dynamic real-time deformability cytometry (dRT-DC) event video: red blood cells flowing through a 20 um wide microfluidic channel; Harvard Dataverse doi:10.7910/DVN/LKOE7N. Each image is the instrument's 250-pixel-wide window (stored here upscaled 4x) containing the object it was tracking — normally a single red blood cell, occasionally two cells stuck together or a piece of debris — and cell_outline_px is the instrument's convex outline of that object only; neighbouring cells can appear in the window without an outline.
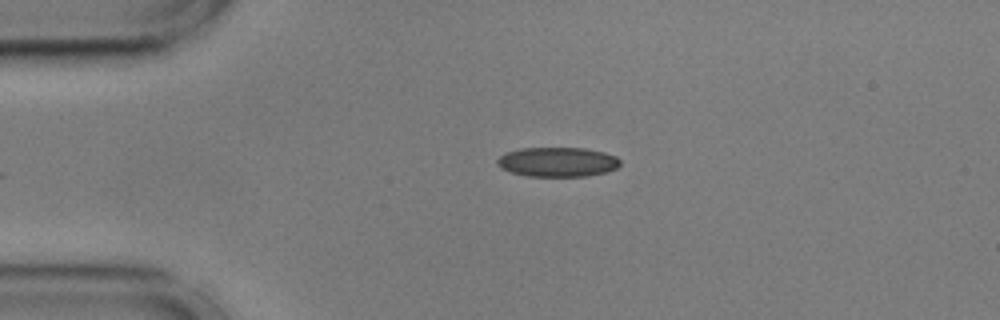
{"species": "common noctule bat (a hibernating species)", "species_latin": "Nyctalus noctula", "temperature_condition": "cold", "stored_images_in_passage": 44, "camera_frame_rate_fps": 3000, "um_per_image_px": 0.085, "animal": {"sex": "male", "body_mass_g": 17.9, "forearm_length_mm": 54.2}, "frame": {"image": 1, "passage_image": 1, "time_ms": 0.0, "image_size_px": [1000, 320], "cell_outline_px": [[620, 164], [616, 168], [608, 172], [588, 176], [528, 176], [512, 172], [500, 168], [496, 164], [496, 160], [500, 156], [508, 152], [520, 148], [584, 148], [604, 152], [616, 156], [620, 160]], "centroid_in_image_um": [47.4, 13.77], "position_along_channel_um": 37.6, "area_um2": 21.21}}
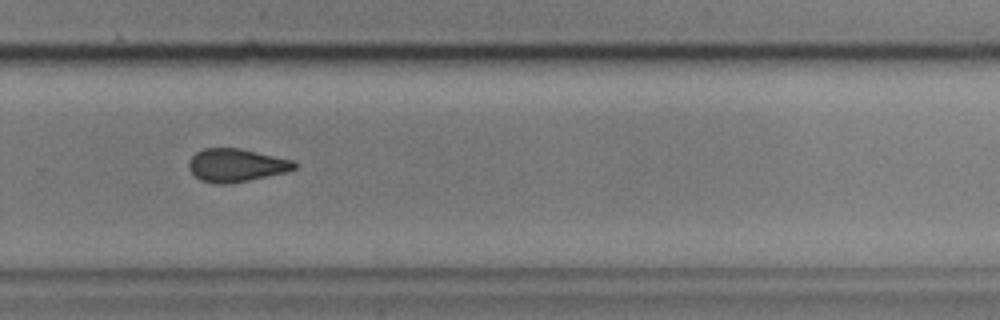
{"frame": {"image": 2, "passage_image": 26, "time_ms": 8.333, "image_size_px": [1000, 320], "cell_outline_px": [[296, 168], [288, 172], [228, 184], [216, 184], [200, 180], [188, 168], [188, 160], [196, 152], [204, 148], [240, 148], [292, 160], [296, 164]], "centroid_in_image_um": [20.05, 14.04], "position_along_channel_um": 309.7, "area_um2": 20.35}}
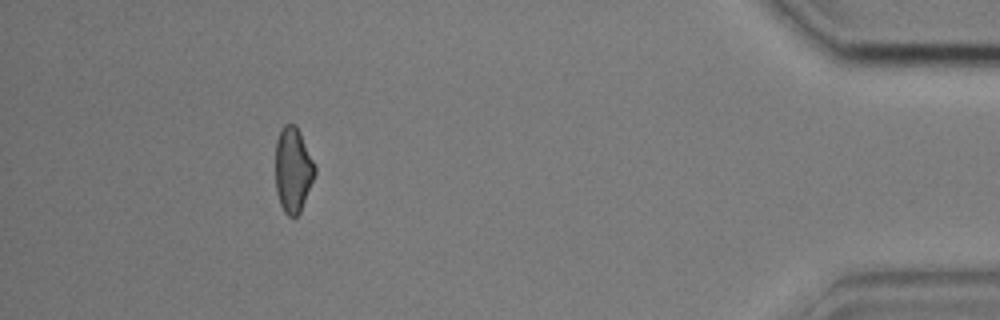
{"frame": {"image": 3, "passage_image": 39, "time_ms": 12.667, "image_size_px": [1000, 320], "cell_outline_px": [[316, 172], [300, 212], [296, 216], [288, 216], [284, 212], [280, 204], [276, 192], [276, 140], [280, 128], [284, 124], [296, 124], [300, 132], [316, 168]], "centroid_in_image_um": [24.89, 14.41], "position_along_channel_um": 410.3, "area_um2": 19.48}, "authors_computed_cell_mechanics": {"area_um2": 20.5479, "velocity_mm_per_s": 3.6274, "shape_relaxation_time_tau1_ms": null, "shape_relaxation_time_tau2_ms": 3.6135, "deformation_change_tau1": null, "deformation_change_tau2": 0.0867}}